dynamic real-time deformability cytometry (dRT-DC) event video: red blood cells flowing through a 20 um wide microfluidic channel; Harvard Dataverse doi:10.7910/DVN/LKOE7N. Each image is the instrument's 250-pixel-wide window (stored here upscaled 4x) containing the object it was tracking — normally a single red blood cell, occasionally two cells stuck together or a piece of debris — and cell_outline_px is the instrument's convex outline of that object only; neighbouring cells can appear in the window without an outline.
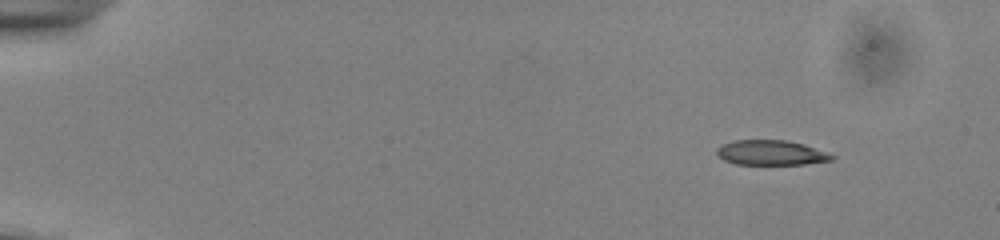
{"species": "common noctule bat (a hibernating species)", "species_latin": "Nyctalus noctula", "temperature_condition": "cold", "stored_images_in_passage": 49, "camera_frame_rate_fps": 3000, "um_per_image_px": 0.085, "animal": {"sex": "male", "body_mass_g": 13.0, "forearm_length_mm": 53.1}, "frame": {"image": 1, "passage_image": 1, "time_ms": 0.0, "image_size_px": [1000, 240], "cell_outline_px": [[836, 156], [832, 160], [804, 164], [736, 164], [724, 160], [716, 156], [716, 148], [720, 144], [732, 140], [788, 140], [804, 144]], "centroid_in_image_um": [65.47, 12.97], "position_along_channel_um": 19.5, "area_um2": 16.82}}
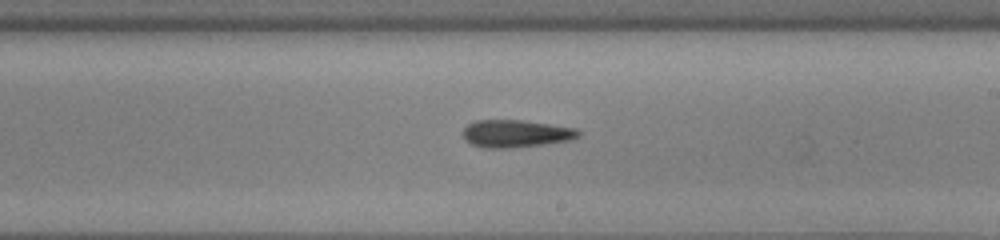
{"frame": {"image": 2, "passage_image": 28, "time_ms": 9.0, "image_size_px": [1000, 240], "cell_outline_px": [[580, 136], [572, 140], [544, 144], [508, 148], [484, 148], [472, 144], [464, 140], [464, 128], [468, 124], [476, 120], [520, 120], [576, 128], [580, 132]], "centroid_in_image_um": [43.85, 11.36], "position_along_channel_um": 245.2, "area_um2": 18.44}}
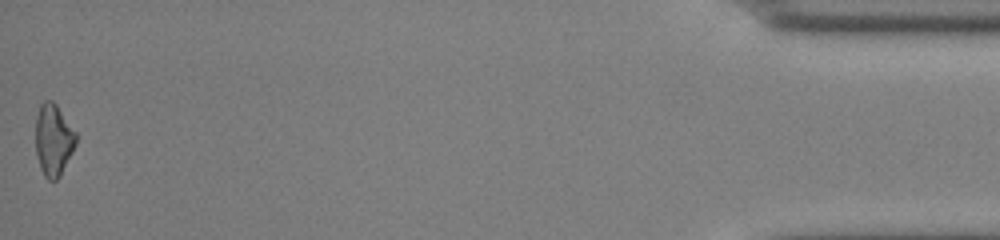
{"frame": {"image": 3, "passage_image": 49, "time_ms": 16.0, "image_size_px": [1000, 240], "cell_outline_px": [[76, 144], [60, 176], [56, 180], [48, 180], [44, 176], [40, 168], [36, 156], [36, 116], [40, 104], [44, 100], [52, 100], [56, 104], [76, 132]], "centroid_in_image_um": [4.53, 11.89], "position_along_channel_um": 430.7, "area_um2": 16.94}, "authors_computed_cell_mechanics": {"area_um2": 18.207, "velocity_mm_per_s": 3.874, "shape_relaxation_time_tau1_ms": 2.593, "shape_relaxation_time_tau2_ms": 8.9423, "deformation_change_tau1": 0.1373, "deformation_change_tau2": 0.2524}}